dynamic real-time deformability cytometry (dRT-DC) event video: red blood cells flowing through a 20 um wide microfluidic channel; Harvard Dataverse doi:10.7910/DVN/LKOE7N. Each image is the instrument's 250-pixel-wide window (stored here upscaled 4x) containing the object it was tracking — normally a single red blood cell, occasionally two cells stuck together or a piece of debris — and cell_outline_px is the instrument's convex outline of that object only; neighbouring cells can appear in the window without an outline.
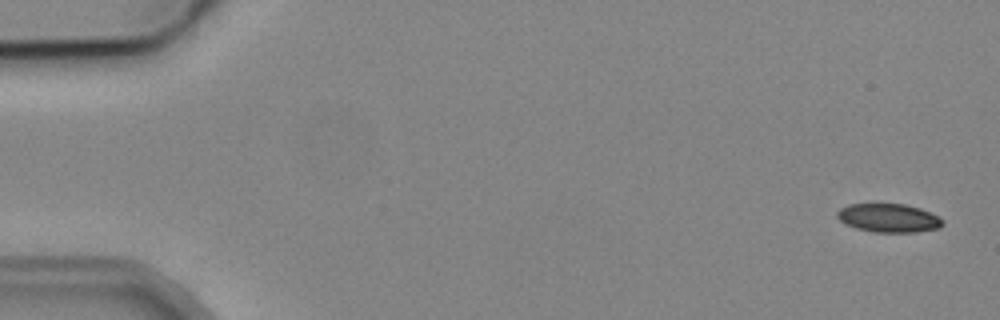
{"species": "common noctule bat (a hibernating species)", "species_latin": "Nyctalus noctula", "temperature_condition": "cold", "stored_images_in_passage": 4, "camera_frame_rate_fps": 3000, "um_per_image_px": 0.085, "animal": {"sex": "male", "body_mass_g": 19.2, "forearm_length_mm": 51.8}, "frame": {"image": 1, "passage_image": 1, "time_ms": 0.0, "image_size_px": [1000, 320], "cell_outline_px": [[944, 224], [940, 228], [916, 232], [876, 232], [856, 228], [844, 224], [836, 216], [836, 212], [840, 208], [848, 204], [904, 204], [920, 208], [944, 220]], "centroid_in_image_um": [75.52, 18.53], "position_along_channel_um": 9.5, "area_um2": 17.57}}